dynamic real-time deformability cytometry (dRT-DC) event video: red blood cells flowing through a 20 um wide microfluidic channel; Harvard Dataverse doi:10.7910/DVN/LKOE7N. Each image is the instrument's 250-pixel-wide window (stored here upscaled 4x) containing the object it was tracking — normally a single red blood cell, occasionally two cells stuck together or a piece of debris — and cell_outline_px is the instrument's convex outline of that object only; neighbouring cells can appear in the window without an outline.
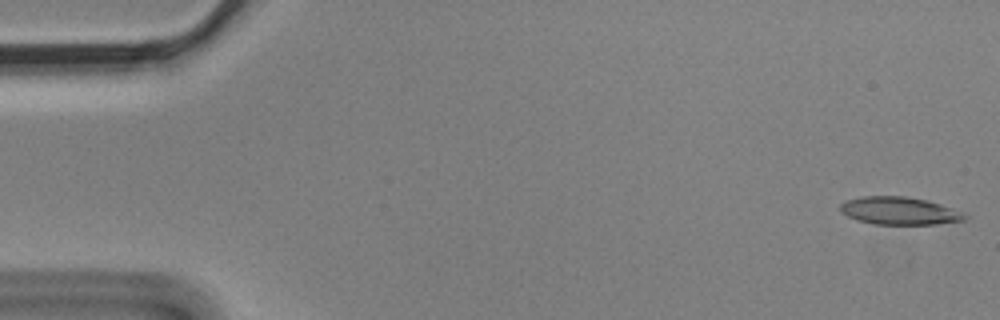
{"species": "Egyptian fruit bat (a non-hibernating species)", "species_latin": "Rousettus aegyptiacus", "temperature_condition": "cold", "stored_images_in_passage": 6, "camera_frame_rate_fps": 3000, "um_per_image_px": 0.085, "animal": {"sex": "male"}, "frame": {"image": 1, "passage_image": 1, "time_ms": 0.0, "image_size_px": [1000, 320], "cell_outline_px": [[968, 216], [964, 220], [936, 224], [876, 224], [856, 220], [840, 212], [840, 204], [848, 200], [860, 196], [904, 196], [924, 200], [940, 204], [952, 208]], "centroid_in_image_um": [76.4, 17.92], "position_along_channel_um": 8.6, "area_um2": 19.88}}